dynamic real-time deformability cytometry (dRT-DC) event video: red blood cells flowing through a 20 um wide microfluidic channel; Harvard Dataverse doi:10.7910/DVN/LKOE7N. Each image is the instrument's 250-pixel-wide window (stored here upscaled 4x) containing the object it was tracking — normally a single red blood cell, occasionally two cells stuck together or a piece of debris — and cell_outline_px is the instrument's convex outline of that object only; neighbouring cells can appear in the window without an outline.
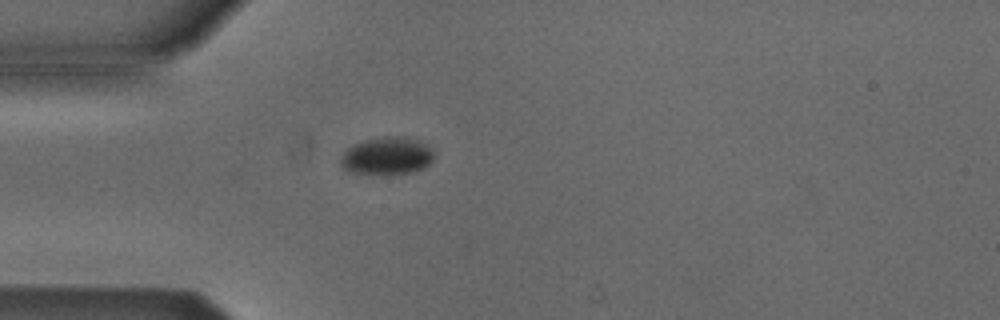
{"species": "Egyptian fruit bat (a non-hibernating species)", "species_latin": "Rousettus aegyptiacus", "temperature_condition": "cold", "stored_images_in_passage": 1, "camera_frame_rate_fps": 3000, "um_per_image_px": 0.085, "animal": {"sex": "male"}, "frame": {"image": 1, "passage_image": 1, "time_ms": 0.0, "image_size_px": [1000, 320], "cell_outline_px": [[432, 160], [424, 168], [412, 172], [380, 176], [348, 172], [340, 164], [340, 160], [344, 152], [348, 148], [364, 140], [384, 136], [404, 136], [420, 140], [432, 148]], "centroid_in_image_um": [32.89, 13.27], "position_along_channel_um": 52.1, "area_um2": 20.87}}